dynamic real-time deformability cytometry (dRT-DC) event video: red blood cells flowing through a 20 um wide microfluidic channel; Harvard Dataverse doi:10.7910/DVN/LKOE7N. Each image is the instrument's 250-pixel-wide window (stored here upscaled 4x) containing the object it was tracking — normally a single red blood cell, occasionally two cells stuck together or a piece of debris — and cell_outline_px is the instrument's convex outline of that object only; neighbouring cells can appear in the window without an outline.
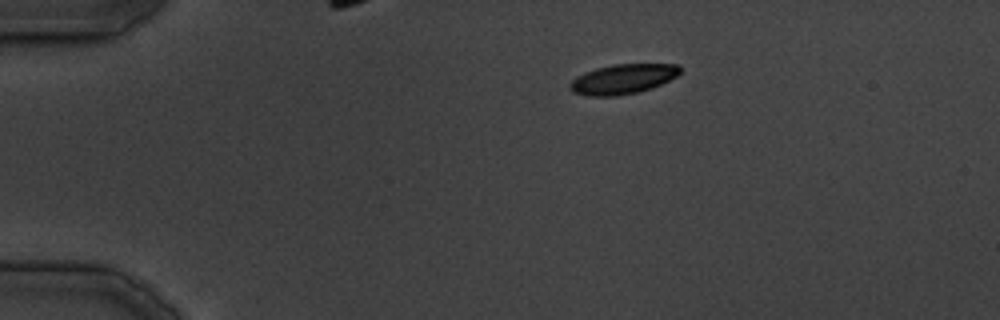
{"species": "common noctule bat (a hibernating species)", "species_latin": "Nyctalus noctula", "temperature_condition": "cold", "stored_images_in_passage": 24, "camera_frame_rate_fps": 3000, "um_per_image_px": 0.085, "animal": {"sex": "male", "body_mass_g": 19.5, "forearm_length_mm": 54.6}, "frame": {"image": 1, "passage_image": 1, "time_ms": 0.0, "image_size_px": [1000, 320], "cell_outline_px": [[680, 72], [676, 76], [652, 88], [636, 92], [616, 96], [588, 96], [572, 92], [568, 88], [568, 84], [576, 76], [596, 68], [612, 64], [680, 64]], "centroid_in_image_um": [52.9, 6.72], "position_along_channel_um": 32.1, "area_um2": 19.13}}
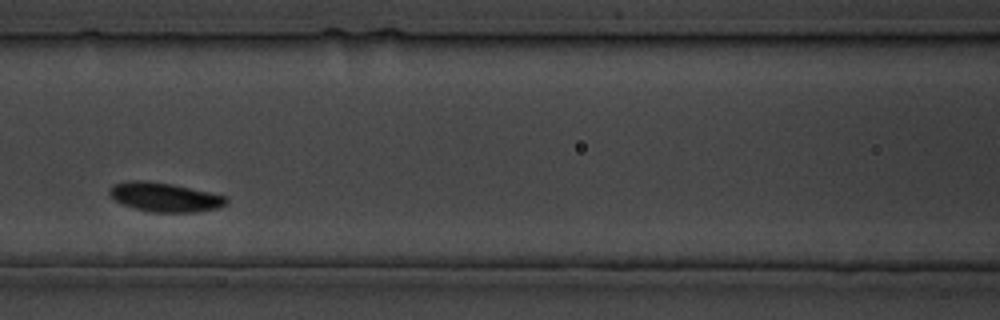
{"frame": {"image": 2, "passage_image": 13, "time_ms": 14.0, "image_size_px": [1000, 320], "cell_outline_px": [[228, 200], [224, 204], [216, 208], [196, 212], [152, 212], [136, 208], [124, 204], [116, 200], [108, 192], [108, 188], [112, 184], [128, 180], [144, 180], [172, 184], [228, 196]], "centroid_in_image_um": [13.98, 16.74], "position_along_channel_um": 152.6, "area_um2": 19.71}}